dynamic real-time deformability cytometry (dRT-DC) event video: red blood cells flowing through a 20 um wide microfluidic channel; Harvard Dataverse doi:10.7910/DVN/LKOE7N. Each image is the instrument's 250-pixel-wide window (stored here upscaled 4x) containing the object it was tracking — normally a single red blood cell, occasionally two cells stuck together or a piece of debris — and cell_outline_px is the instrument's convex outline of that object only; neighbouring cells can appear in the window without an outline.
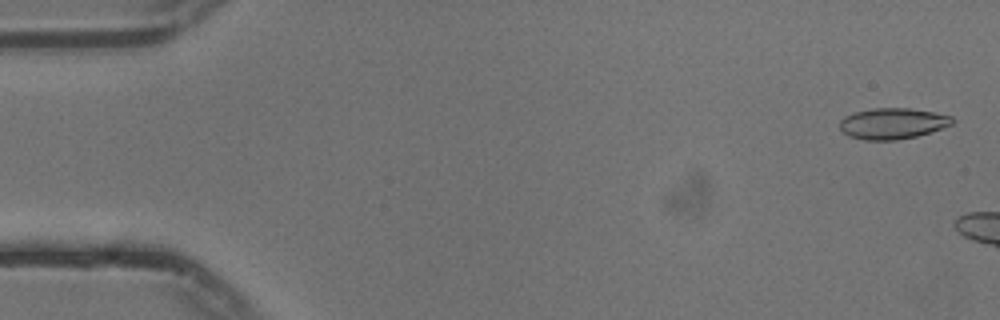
{"species": "common noctule bat (a hibernating species)", "species_latin": "Nyctalus noctula", "temperature_condition": "cold", "stored_images_in_passage": 6, "camera_frame_rate_fps": 3000, "um_per_image_px": 0.085, "animal": {"sex": "male", "body_mass_g": 13.3}, "frame": {"image": 1, "passage_image": 2, "time_ms": 0.333, "image_size_px": [1000, 320], "cell_outline_px": [[956, 120], [952, 124], [916, 136], [896, 140], [864, 140], [848, 136], [840, 128], [840, 120], [844, 116], [856, 112], [872, 108], [908, 108], [932, 112], [952, 116]], "centroid_in_image_um": [75.85, 10.49], "position_along_channel_um": 9.2, "area_um2": 20.17}}